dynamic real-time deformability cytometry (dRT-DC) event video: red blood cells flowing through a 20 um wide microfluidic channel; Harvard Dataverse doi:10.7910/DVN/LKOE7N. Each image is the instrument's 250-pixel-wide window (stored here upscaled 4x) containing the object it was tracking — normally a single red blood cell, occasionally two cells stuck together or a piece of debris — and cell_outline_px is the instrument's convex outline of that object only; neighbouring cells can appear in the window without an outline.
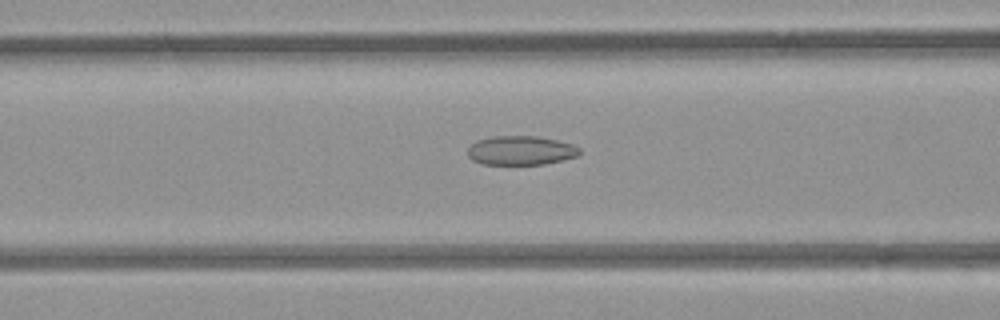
{"species": "common noctule bat (a hibernating species)", "species_latin": "Nyctalus noctula", "temperature_condition": "room temperature", "stored_images_in_passage": 44, "camera_frame_rate_fps": 3000, "um_per_image_px": 0.085, "animal": {"sex": "female", "body_mass_g": 21.9}, "frame": {"image": 1, "passage_image": 22, "time_ms": 7.0, "image_size_px": [1000, 320], "cell_outline_px": [[580, 152], [576, 156], [544, 164], [484, 164], [472, 160], [468, 156], [468, 148], [476, 140], [492, 136], [536, 136], [556, 140], [572, 144], [580, 148]], "centroid_in_image_um": [44.23, 12.78], "position_along_channel_um": 122.4, "area_um2": 18.84}}
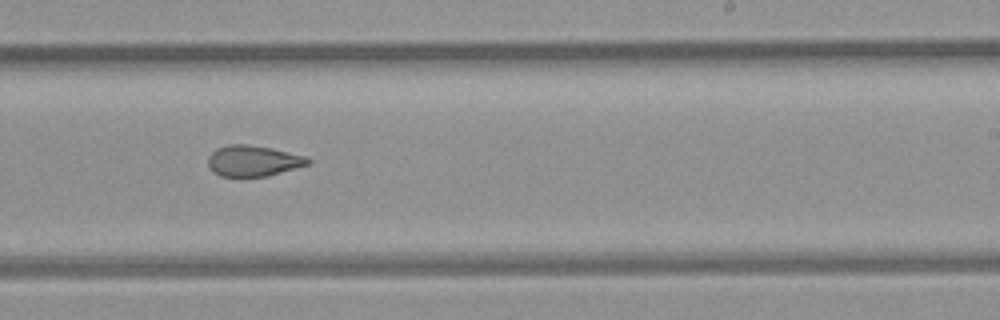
{"frame": {"image": 2, "passage_image": 33, "time_ms": 10.667, "image_size_px": [1000, 320], "cell_outline_px": [[312, 160], [308, 164], [268, 176], [220, 176], [212, 172], [208, 164], [208, 156], [216, 148], [228, 144], [248, 144], [272, 148], [304, 156]], "centroid_in_image_um": [21.48, 13.66], "position_along_channel_um": 267.5, "area_um2": 17.92}}
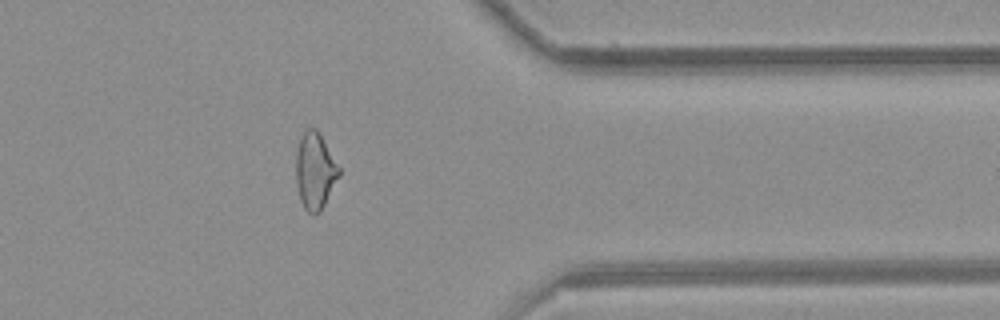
{"frame": {"image": 3, "passage_image": 43, "time_ms": 14.0, "image_size_px": [1000, 320], "cell_outline_px": [[340, 176], [320, 212], [316, 216], [312, 216], [304, 208], [300, 200], [296, 184], [296, 152], [300, 140], [304, 132], [308, 128], [316, 128], [340, 168]], "centroid_in_image_um": [26.77, 14.58], "position_along_channel_um": 384.6, "area_um2": 19.19}}